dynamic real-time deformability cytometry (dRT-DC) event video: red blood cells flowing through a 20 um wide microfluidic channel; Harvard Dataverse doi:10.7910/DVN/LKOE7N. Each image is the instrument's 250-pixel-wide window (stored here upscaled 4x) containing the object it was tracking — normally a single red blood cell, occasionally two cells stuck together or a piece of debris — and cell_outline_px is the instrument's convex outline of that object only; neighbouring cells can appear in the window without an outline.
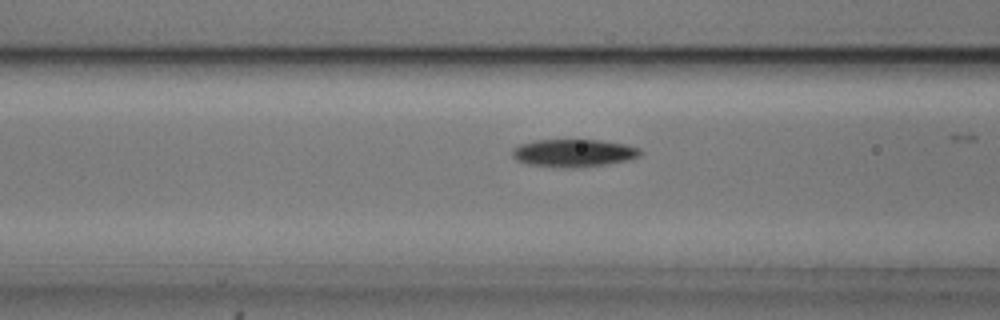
{"species": "common noctule bat (a hibernating species)", "species_latin": "Nyctalus noctula", "temperature_condition": "cold", "stored_images_in_passage": 12, "camera_frame_rate_fps": 3000, "um_per_image_px": 0.085, "animal": {"sex": "male", "body_mass_g": 20.5, "forearm_length_mm": 52.5}, "frame": {"image": 1, "passage_image": 10, "time_ms": 3.0, "image_size_px": [1000, 320], "cell_outline_px": [[644, 152], [640, 156], [628, 160], [608, 164], [572, 168], [568, 168], [528, 164], [516, 160], [512, 156], [512, 148], [520, 144], [532, 140], [600, 140], [624, 144], [640, 148]], "centroid_in_image_um": [48.76, 13.0], "position_along_channel_um": 117.8, "area_um2": 20.81}}